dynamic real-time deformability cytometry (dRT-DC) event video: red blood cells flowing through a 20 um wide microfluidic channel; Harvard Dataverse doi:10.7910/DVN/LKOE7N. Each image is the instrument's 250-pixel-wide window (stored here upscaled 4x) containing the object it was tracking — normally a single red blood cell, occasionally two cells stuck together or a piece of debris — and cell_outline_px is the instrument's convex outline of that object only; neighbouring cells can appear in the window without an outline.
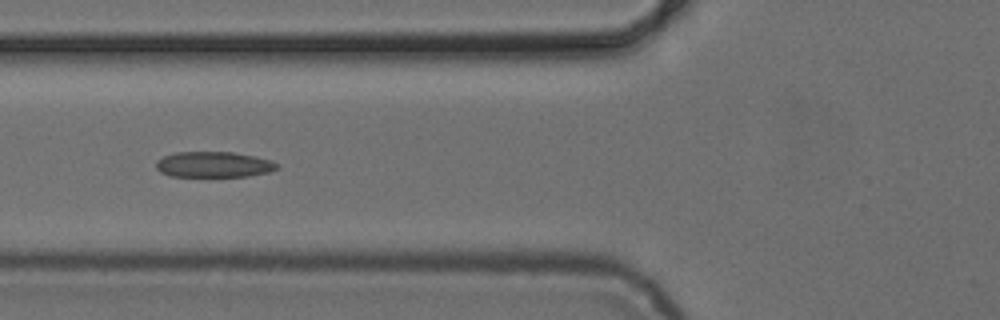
{"species": "common noctule bat (a hibernating species)", "species_latin": "Nyctalus noctula", "temperature_condition": "cold", "stored_images_in_passage": 9, "camera_frame_rate_fps": 3000, "um_per_image_px": 0.085, "animal": {"sex": "female", "body_mass_g": 24.6, "forearm_length_mm": 56.2}, "frame": {"image": 1, "passage_image": 5, "time_ms": 5.667, "image_size_px": [1000, 320], "cell_outline_px": [[280, 168], [268, 172], [248, 176], [168, 176], [160, 172], [156, 168], [156, 160], [164, 156], [176, 152], [232, 152], [272, 160], [280, 164]], "centroid_in_image_um": [18.17, 13.98], "position_along_channel_um": 107.6, "area_um2": 18.15}}
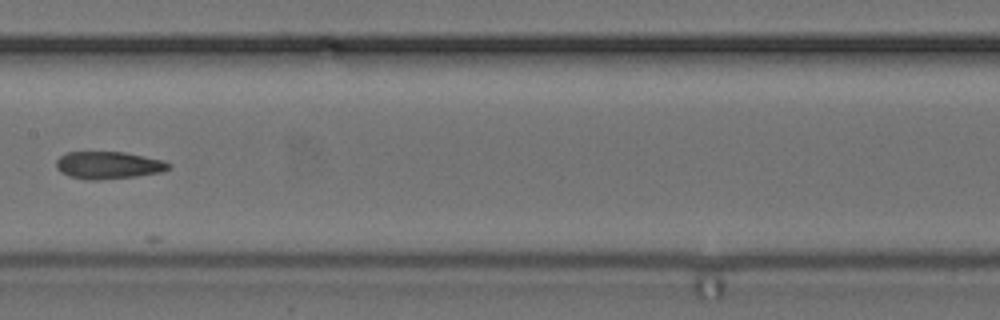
{"frame": {"image": 2, "passage_image": 7, "time_ms": 8.0, "image_size_px": [1000, 320], "cell_outline_px": [[172, 168], [164, 172], [136, 176], [100, 180], [84, 180], [68, 176], [60, 172], [56, 168], [56, 160], [64, 152], [124, 152], [164, 160], [172, 164]], "centroid_in_image_um": [9.23, 14.05], "position_along_channel_um": 198.2, "area_um2": 18.32}}
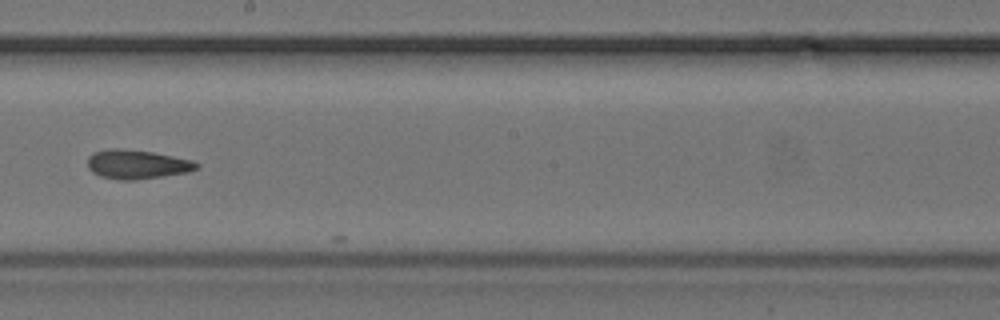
{"frame": {"image": 3, "passage_image": 8, "time_ms": 9.0, "image_size_px": [1000, 320], "cell_outline_px": [[200, 168], [188, 172], [164, 176], [136, 180], [120, 180], [100, 176], [92, 172], [88, 168], [88, 156], [92, 152], [108, 148], [120, 148], [152, 152], [192, 160], [200, 164]], "centroid_in_image_um": [11.64, 13.97], "position_along_channel_um": 236.6, "area_um2": 18.67}}